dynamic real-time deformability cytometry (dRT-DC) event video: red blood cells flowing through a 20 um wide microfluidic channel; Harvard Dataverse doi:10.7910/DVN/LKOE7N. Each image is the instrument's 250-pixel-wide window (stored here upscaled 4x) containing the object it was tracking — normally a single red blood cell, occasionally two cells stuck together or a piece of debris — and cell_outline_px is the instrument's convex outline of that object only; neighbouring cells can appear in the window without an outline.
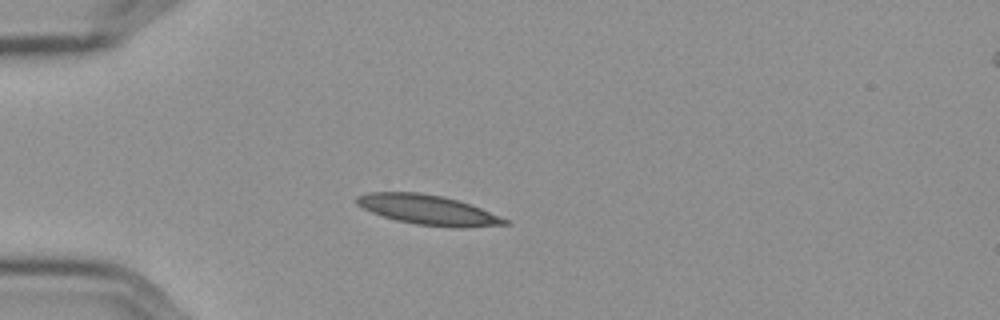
{"species": "Egyptian fruit bat (a non-hibernating species)", "species_latin": "Rousettus aegyptiacus", "temperature_condition": "cold", "stored_images_in_passage": 42, "camera_frame_rate_fps": 3000, "um_per_image_px": 0.085, "frame": {"image": 1, "passage_image": 1, "time_ms": 0.0, "image_size_px": [1000, 320], "cell_outline_px": [[512, 224], [464, 228], [452, 228], [416, 224], [396, 220], [372, 212], [356, 204], [356, 196], [368, 192], [416, 192], [440, 196], [456, 200], [480, 208], [500, 216], [508, 220]], "centroid_in_image_um": [36.39, 17.85], "position_along_channel_um": 48.6, "area_um2": 25.55}}
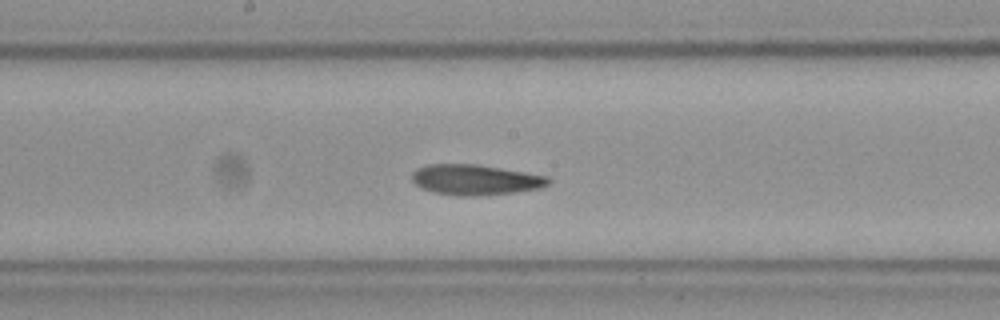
{"frame": {"image": 2, "passage_image": 16, "time_ms": 5.0, "image_size_px": [1000, 320], "cell_outline_px": [[552, 180], [548, 184], [540, 188], [516, 192], [476, 196], [456, 196], [432, 192], [420, 188], [412, 180], [412, 172], [416, 168], [428, 164], [476, 164], [548, 176]], "centroid_in_image_um": [40.37, 15.28], "position_along_channel_um": 207.8, "area_um2": 24.33}}
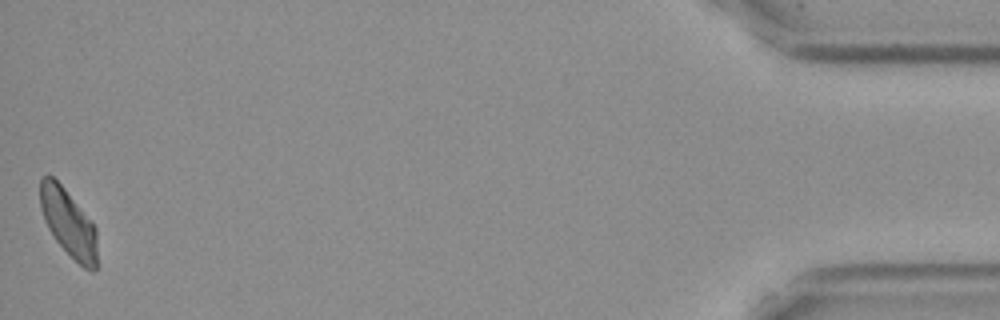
{"frame": {"image": 3, "passage_image": 42, "time_ms": 13.667, "image_size_px": [1000, 320], "cell_outline_px": [[96, 268], [92, 272], [84, 268], [56, 240], [48, 228], [44, 220], [40, 208], [40, 180], [48, 172], [64, 188], [96, 228]], "centroid_in_image_um": [5.79, 18.92], "position_along_channel_um": 429.4, "area_um2": 21.91}, "authors_computed_cell_mechanics": {"area_um2": 23.9003, "velocity_mm_per_s": 3.563, "shape_relaxation_time_tau1_ms": null, "shape_relaxation_time_tau2_ms": 4.3951, "deformation_change_tau1": null, "deformation_change_tau2": 0.0944}}